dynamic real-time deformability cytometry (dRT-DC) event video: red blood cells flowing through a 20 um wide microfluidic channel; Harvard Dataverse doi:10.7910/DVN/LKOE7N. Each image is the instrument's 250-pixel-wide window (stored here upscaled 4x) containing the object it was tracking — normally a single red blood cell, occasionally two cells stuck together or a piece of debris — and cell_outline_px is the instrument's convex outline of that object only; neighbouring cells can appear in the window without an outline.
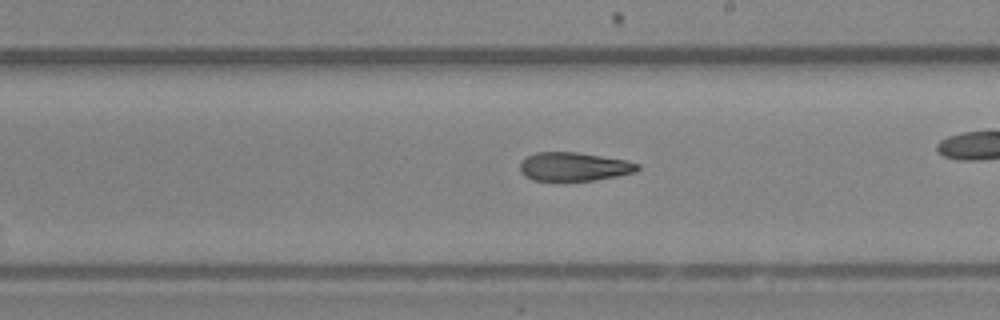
{"species": "Egyptian fruit bat (a non-hibernating species)", "species_latin": "Rousettus aegyptiacus", "temperature_condition": "room temperature", "stored_images_in_passage": 39, "camera_frame_rate_fps": 3000, "um_per_image_px": 0.085, "animal": {"sex": "female"}, "frame": {"image": 1, "passage_image": 28, "time_ms": 9.0, "image_size_px": [1000, 320], "cell_outline_px": [[640, 168], [636, 172], [616, 176], [592, 180], [532, 180], [524, 176], [520, 172], [520, 164], [528, 156], [536, 152], [576, 152], [624, 160], [640, 164]], "centroid_in_image_um": [48.78, 14.16], "position_along_channel_um": 240.2, "area_um2": 19.36}}
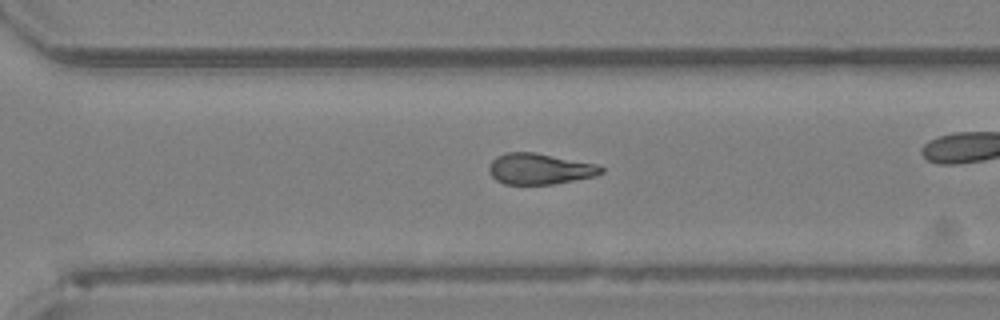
{"frame": {"image": 2, "passage_image": 34, "time_ms": 11.0, "image_size_px": [1000, 320], "cell_outline_px": [[604, 172], [596, 176], [552, 184], [504, 184], [496, 180], [488, 172], [488, 168], [492, 160], [496, 156], [508, 152], [536, 152], [596, 164], [604, 168]], "centroid_in_image_um": [45.86, 14.35], "position_along_channel_um": 324.7, "area_um2": 20.29}}